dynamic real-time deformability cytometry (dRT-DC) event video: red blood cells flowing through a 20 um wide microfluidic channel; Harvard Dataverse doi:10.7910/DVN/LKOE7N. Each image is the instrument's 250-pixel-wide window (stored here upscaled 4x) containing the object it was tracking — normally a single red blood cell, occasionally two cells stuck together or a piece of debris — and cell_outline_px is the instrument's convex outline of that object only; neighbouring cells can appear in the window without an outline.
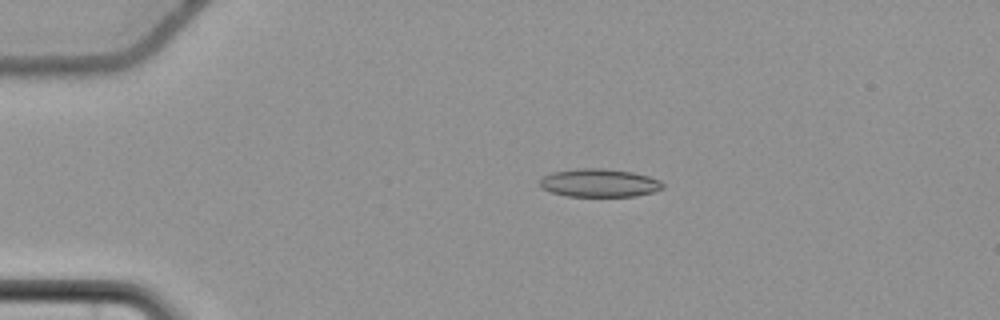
{"species": "common noctule bat (a hibernating species)", "species_latin": "Nyctalus noctula", "temperature_condition": "cold", "stored_images_in_passage": 52, "camera_frame_rate_fps": 3000, "um_per_image_px": 0.085, "animal": {"sex": "female", "body_mass_g": 22.7, "forearm_length_mm": 54.2}, "frame": {"image": 1, "passage_image": 8, "time_ms": 2.333, "image_size_px": [1000, 320], "cell_outline_px": [[664, 188], [652, 192], [636, 196], [568, 196], [552, 192], [544, 188], [540, 184], [540, 180], [544, 176], [552, 172], [580, 168], [604, 168], [632, 172], [648, 176], [660, 180], [664, 184]], "centroid_in_image_um": [50.98, 15.54], "position_along_channel_um": 34.0, "area_um2": 20.06}}
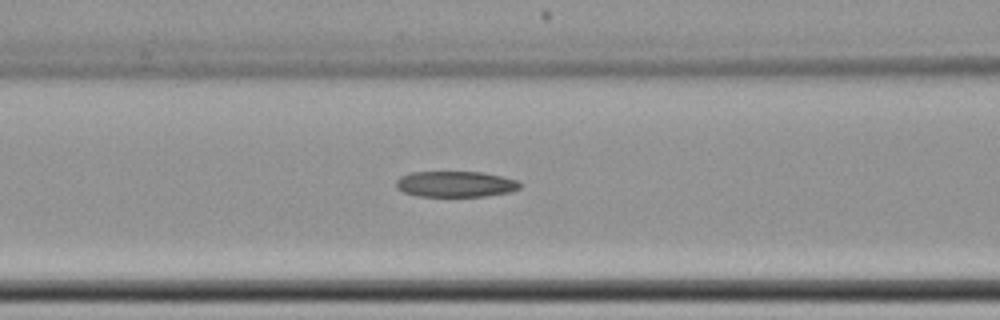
{"frame": {"image": 2, "passage_image": 20, "time_ms": 6.333, "image_size_px": [1000, 320], "cell_outline_px": [[520, 188], [508, 192], [484, 196], [416, 196], [404, 192], [396, 188], [396, 180], [400, 176], [412, 172], [484, 172], [516, 180], [520, 184]], "centroid_in_image_um": [38.67, 15.64], "position_along_channel_um": 127.9, "area_um2": 18.55}}
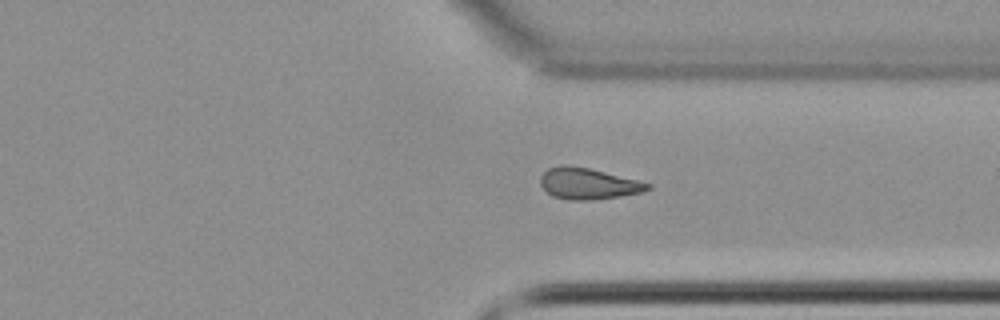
{"frame": {"image": 3, "passage_image": 39, "time_ms": 12.667, "image_size_px": [1000, 320], "cell_outline_px": [[652, 188], [640, 192], [620, 196], [592, 200], [568, 200], [552, 196], [540, 184], [540, 176], [548, 168], [560, 164], [568, 164], [588, 168], [652, 184]], "centroid_in_image_um": [49.95, 15.6], "position_along_channel_um": 361.5, "area_um2": 19.42}}